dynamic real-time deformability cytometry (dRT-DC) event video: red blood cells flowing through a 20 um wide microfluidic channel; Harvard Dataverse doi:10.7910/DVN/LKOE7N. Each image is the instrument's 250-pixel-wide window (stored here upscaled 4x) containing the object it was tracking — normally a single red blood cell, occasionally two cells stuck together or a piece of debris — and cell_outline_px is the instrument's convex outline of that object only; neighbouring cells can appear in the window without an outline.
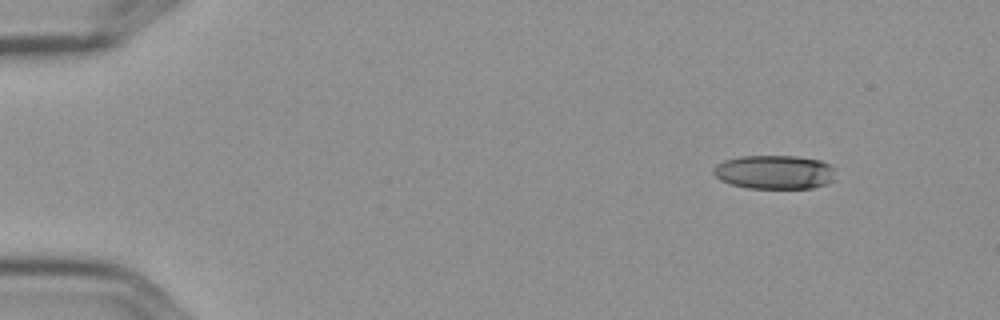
{"species": "Egyptian fruit bat (a non-hibernating species)", "species_latin": "Rousettus aegyptiacus", "temperature_condition": "cold", "stored_images_in_passage": 4, "camera_frame_rate_fps": 3000, "um_per_image_px": 0.085, "frame": {"image": 1, "passage_image": 1, "time_ms": 0.0, "image_size_px": [1000, 320], "cell_outline_px": [[832, 180], [828, 184], [812, 188], [748, 188], [732, 184], [720, 180], [712, 172], [712, 168], [716, 164], [724, 160], [740, 156], [796, 156], [820, 160], [828, 164], [832, 168]], "centroid_in_image_um": [65.78, 14.62], "position_along_channel_um": 19.2, "area_um2": 24.04}}